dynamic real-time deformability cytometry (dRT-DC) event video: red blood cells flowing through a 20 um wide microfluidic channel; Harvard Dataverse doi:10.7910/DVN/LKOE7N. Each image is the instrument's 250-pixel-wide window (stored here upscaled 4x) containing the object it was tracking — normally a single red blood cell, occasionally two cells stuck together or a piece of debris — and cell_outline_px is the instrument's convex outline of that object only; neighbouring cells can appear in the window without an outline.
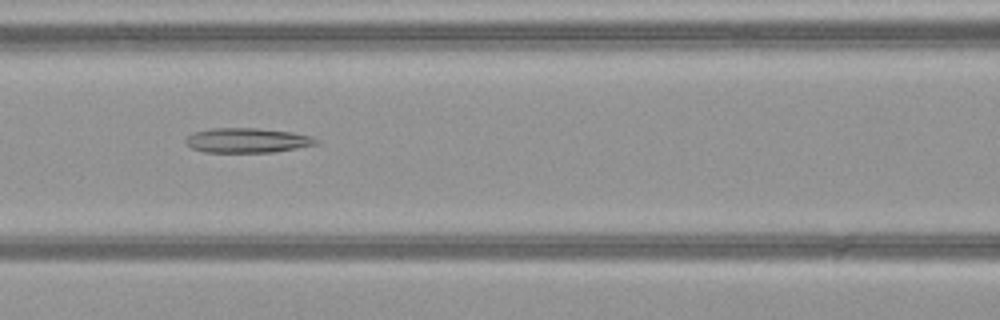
{"species": "common noctule bat (a hibernating species)", "species_latin": "Nyctalus noctula", "temperature_condition": "warm", "stored_images_in_passage": 50, "camera_frame_rate_fps": 3000, "um_per_image_px": 0.085, "animal": {"sex": "female", "body_mass_g": 21.9}, "frame": {"image": 1, "passage_image": 22, "time_ms": 7.0, "image_size_px": [1000, 320], "cell_outline_px": [[320, 140], [316, 144], [296, 148], [272, 152], [204, 152], [192, 148], [184, 140], [192, 132], [212, 128], [256, 128], [292, 132], [312, 136]], "centroid_in_image_um": [21.01, 11.92], "position_along_channel_um": 145.6, "area_um2": 18.73}}
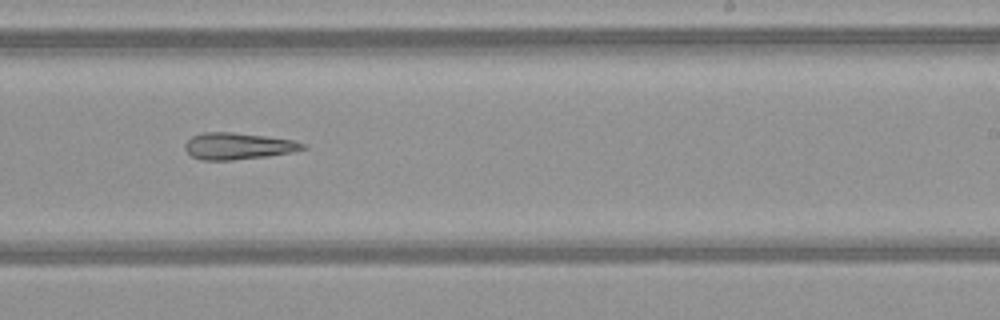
{"frame": {"image": 2, "passage_image": 31, "time_ms": 10.0, "image_size_px": [1000, 320], "cell_outline_px": [[308, 148], [292, 152], [268, 156], [232, 160], [200, 160], [192, 156], [184, 148], [184, 144], [192, 136], [204, 132], [232, 132], [296, 140], [304, 144]], "centroid_in_image_um": [20.24, 12.42], "position_along_channel_um": 268.8, "area_um2": 18.32}}
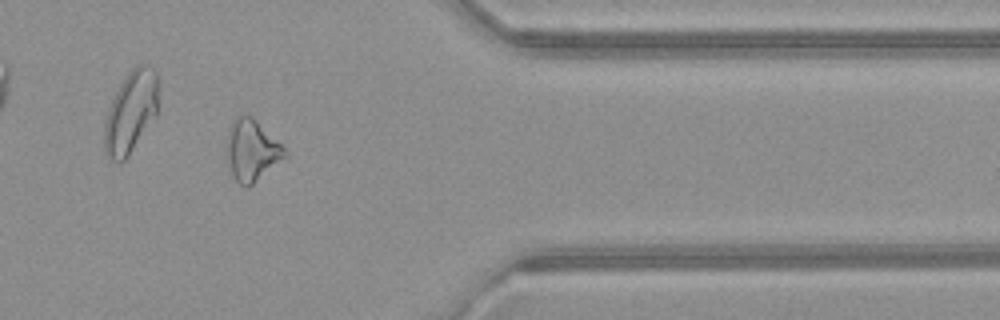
{"frame": {"image": 3, "passage_image": 41, "time_ms": 13.333, "image_size_px": [1000, 320], "cell_outline_px": [[288, 156], [248, 188], [240, 184], [232, 176], [228, 168], [228, 132], [232, 120], [236, 116], [252, 116], [288, 152]], "centroid_in_image_um": [21.41, 12.81], "position_along_channel_um": 390.0, "area_um2": 20.52}}